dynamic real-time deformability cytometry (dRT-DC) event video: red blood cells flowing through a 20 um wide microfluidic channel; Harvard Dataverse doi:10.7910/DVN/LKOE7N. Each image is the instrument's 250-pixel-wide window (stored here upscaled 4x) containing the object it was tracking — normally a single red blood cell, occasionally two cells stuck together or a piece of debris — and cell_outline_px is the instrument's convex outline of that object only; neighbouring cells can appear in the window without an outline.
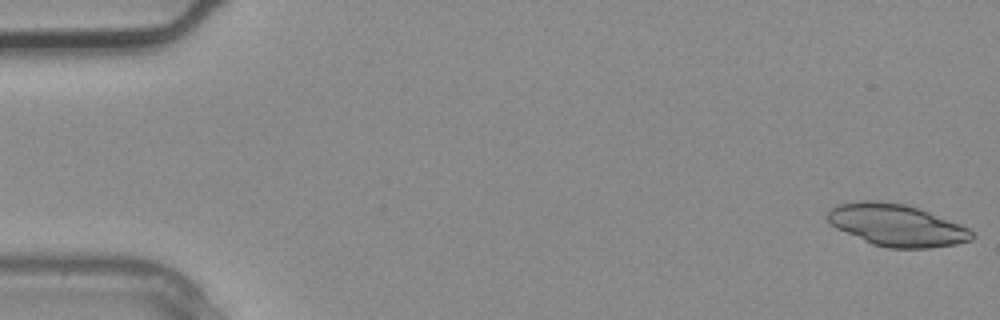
{"species": "common noctule bat (a hibernating species)", "species_latin": "Nyctalus noctula", "temperature_condition": "warm", "stored_images_in_passage": 2, "camera_frame_rate_fps": 3000, "um_per_image_px": 0.085, "animal": {"sex": "male", "body_mass_g": 20.4}, "frame": {"image": 1, "passage_image": 2, "time_ms": 0.333, "image_size_px": [1000, 320], "cell_outline_px": [[972, 240], [956, 244], [928, 248], [888, 248], [872, 244], [836, 228], [828, 220], [828, 208], [836, 204], [860, 200], [880, 200], [904, 204], [928, 212], [960, 224], [968, 228], [972, 232]], "centroid_in_image_um": [76.17, 19.13], "position_along_channel_um": 8.8, "area_um2": 35.14}}